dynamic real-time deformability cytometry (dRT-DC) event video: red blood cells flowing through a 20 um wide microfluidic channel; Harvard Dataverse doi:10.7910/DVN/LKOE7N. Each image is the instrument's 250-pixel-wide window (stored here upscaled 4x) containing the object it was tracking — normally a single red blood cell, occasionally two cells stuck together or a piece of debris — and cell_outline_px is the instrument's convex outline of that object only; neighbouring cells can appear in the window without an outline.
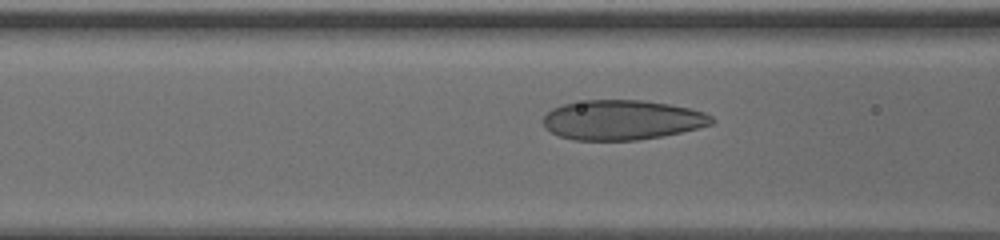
{"species": "human", "species_latin": "Homo sapiens", "temperature_condition": "cold", "stored_images_in_passage": 9, "camera_frame_rate_fps": 3000, "um_per_image_px": 0.085, "donor": {"sex": "male"}, "frame": {"image": 1, "passage_image": 6, "time_ms": 1.667, "image_size_px": [1000, 240], "cell_outline_px": [[716, 120], [712, 124], [680, 132], [660, 136], [636, 140], [572, 140], [560, 136], [552, 132], [544, 124], [544, 116], [552, 108], [564, 104], [584, 100], [640, 100], [668, 104], [688, 108], [704, 112], [712, 116]], "centroid_in_image_um": [52.88, 10.19], "position_along_channel_um": 113.7, "area_um2": 38.73}}